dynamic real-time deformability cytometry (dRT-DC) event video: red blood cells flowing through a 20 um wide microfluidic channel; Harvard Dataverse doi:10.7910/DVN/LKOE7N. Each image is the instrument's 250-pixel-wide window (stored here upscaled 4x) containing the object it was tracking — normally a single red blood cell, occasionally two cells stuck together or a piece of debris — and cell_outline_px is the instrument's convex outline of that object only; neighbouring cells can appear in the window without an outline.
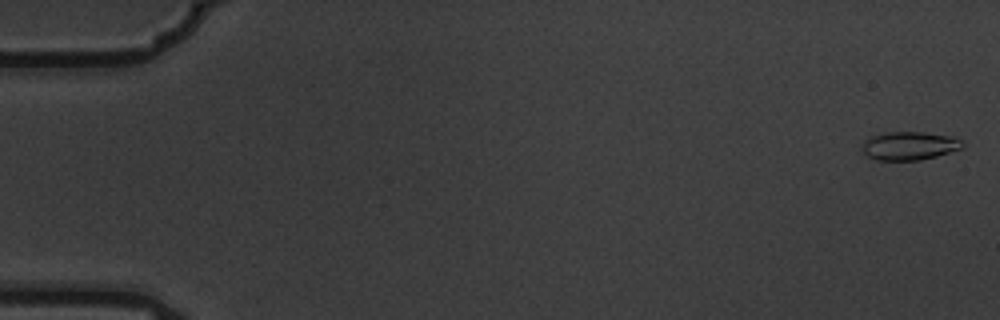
{"species": "common noctule bat (a hibernating species)", "species_latin": "Nyctalus noctula", "temperature_condition": "warm", "stored_images_in_passage": 7, "camera_frame_rate_fps": 3000, "um_per_image_px": 0.085, "animal": {"sex": "male", "body_mass_g": 19.5, "forearm_length_mm": 54.6}, "frame": {"image": 1, "passage_image": 1, "time_ms": 0.0, "image_size_px": [1000, 320], "cell_outline_px": [[964, 148], [936, 156], [920, 160], [876, 160], [868, 156], [864, 152], [864, 140], [868, 136], [884, 132], [924, 132], [952, 136], [960, 140], [964, 144]], "centroid_in_image_um": [77.31, 12.38], "position_along_channel_um": 7.7, "area_um2": 16.65}}
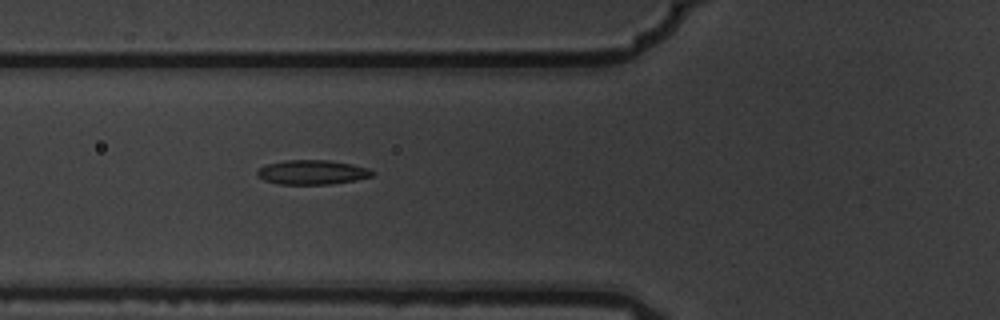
{"frame": {"image": 2, "passage_image": 7, "time_ms": 2.0, "image_size_px": [1000, 320], "cell_outline_px": [[376, 172], [372, 176], [356, 180], [328, 184], [276, 184], [264, 180], [256, 176], [256, 172], [260, 168], [268, 164], [284, 160], [328, 160], [352, 164], [368, 168]], "centroid_in_image_um": [26.53, 14.64], "position_along_channel_um": 99.3, "area_um2": 16.42}}